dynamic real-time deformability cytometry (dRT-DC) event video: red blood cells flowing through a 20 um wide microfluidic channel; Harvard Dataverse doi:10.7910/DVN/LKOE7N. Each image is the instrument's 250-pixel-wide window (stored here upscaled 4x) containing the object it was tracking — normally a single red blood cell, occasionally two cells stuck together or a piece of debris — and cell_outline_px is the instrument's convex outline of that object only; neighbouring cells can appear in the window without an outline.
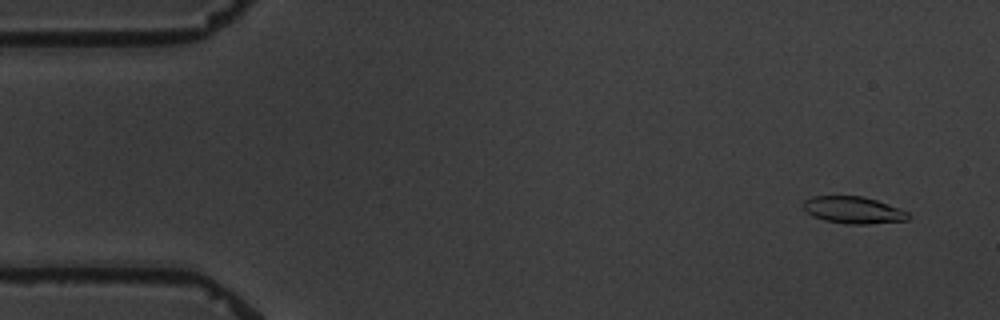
{"species": "common noctule bat (a hibernating species)", "species_latin": "Nyctalus noctula", "temperature_condition": "warm", "stored_images_in_passage": 5, "camera_frame_rate_fps": 3000, "um_per_image_px": 0.085, "animal": {"sex": "male", "body_mass_g": 19.5, "forearm_length_mm": 54.6}, "frame": {"image": 1, "passage_image": 1, "time_ms": 0.0, "image_size_px": [1000, 320], "cell_outline_px": [[912, 216], [908, 220], [868, 224], [844, 224], [824, 220], [812, 216], [804, 208], [804, 200], [812, 196], [864, 196], [876, 200], [908, 212]], "centroid_in_image_um": [72.54, 17.86], "position_along_channel_um": 12.5, "area_um2": 16.47}}